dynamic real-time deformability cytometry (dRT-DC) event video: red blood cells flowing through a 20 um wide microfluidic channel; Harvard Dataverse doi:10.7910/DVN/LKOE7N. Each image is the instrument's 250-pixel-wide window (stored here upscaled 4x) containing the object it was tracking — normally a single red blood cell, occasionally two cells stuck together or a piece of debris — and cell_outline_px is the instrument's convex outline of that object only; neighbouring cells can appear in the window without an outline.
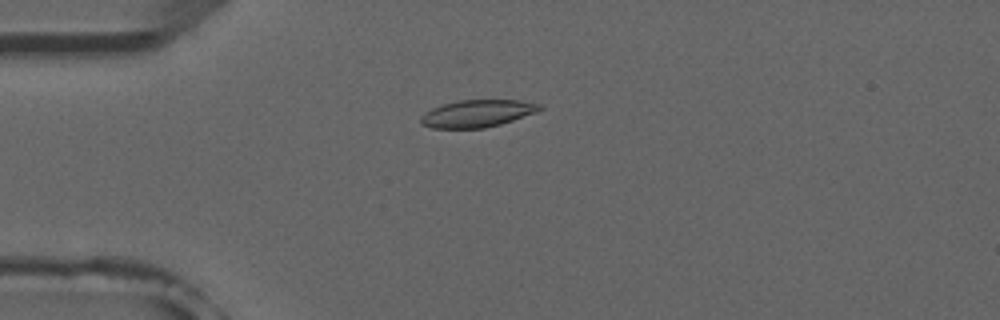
{"species": "common noctule bat (a hibernating species)", "species_latin": "Nyctalus noctula", "temperature_condition": "room temperature", "stored_images_in_passage": 3, "camera_frame_rate_fps": 3000, "um_per_image_px": 0.085, "animal": {"sex": "male", "forearm_length_mm": 52.5}, "frame": {"image": 1, "passage_image": 3, "time_ms": 2.333, "image_size_px": [1000, 320], "cell_outline_px": [[544, 108], [536, 112], [500, 124], [484, 128], [432, 128], [420, 124], [420, 116], [424, 112], [432, 108], [444, 104], [460, 100], [520, 100], [540, 104]], "centroid_in_image_um": [40.54, 9.64], "position_along_channel_um": 44.5, "area_um2": 18.84}}